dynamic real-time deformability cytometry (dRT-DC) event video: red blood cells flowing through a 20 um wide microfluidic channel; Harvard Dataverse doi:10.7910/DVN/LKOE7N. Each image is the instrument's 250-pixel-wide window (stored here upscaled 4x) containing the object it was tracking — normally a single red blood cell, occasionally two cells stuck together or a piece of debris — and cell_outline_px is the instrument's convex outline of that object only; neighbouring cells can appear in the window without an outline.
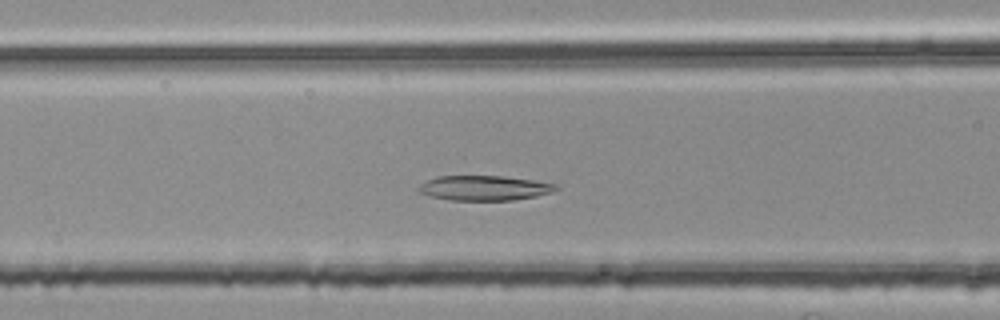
{"species": "common noctule bat (a hibernating species)", "species_latin": "Nyctalus noctula", "temperature_condition": "room temperature", "stored_images_in_passage": 44, "camera_frame_rate_fps": 3000, "um_per_image_px": 0.085, "animal": {"sex": "female", "body_mass_g": 25.1}, "frame": {"image": 1, "passage_image": 16, "time_ms": 5.0, "image_size_px": [1000, 320], "cell_outline_px": [[560, 188], [536, 196], [512, 200], [448, 200], [432, 196], [420, 192], [416, 188], [420, 184], [436, 176], [504, 176], [532, 180], [556, 184]], "centroid_in_image_um": [41.14, 15.97], "position_along_channel_um": 125.5, "area_um2": 19.71}}
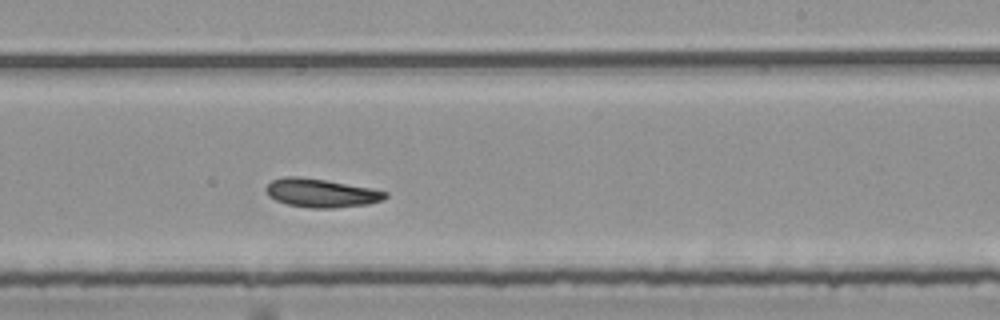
{"frame": {"image": 2, "passage_image": 27, "time_ms": 8.667, "image_size_px": [1000, 320], "cell_outline_px": [[388, 196], [384, 200], [368, 204], [336, 208], [312, 208], [288, 204], [276, 200], [268, 196], [264, 188], [272, 180], [284, 176], [296, 176], [324, 180], [372, 188], [388, 192]], "centroid_in_image_um": [27.31, 16.41], "position_along_channel_um": 261.7, "area_um2": 19.88}}
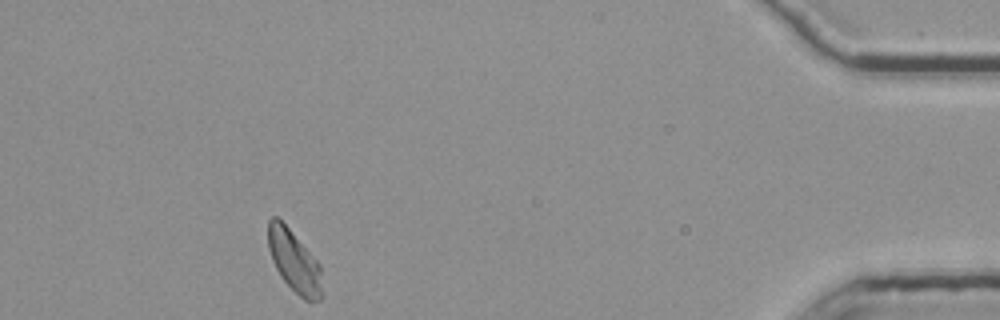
{"frame": {"image": 3, "passage_image": 44, "time_ms": 14.333, "image_size_px": [1000, 320], "cell_outline_px": [[320, 300], [304, 300], [280, 276], [272, 260], [268, 248], [268, 220], [272, 216], [276, 216], [288, 228], [320, 264]], "centroid_in_image_um": [24.96, 22.17], "position_along_channel_um": 410.2, "area_um2": 18.79}, "authors_computed_cell_mechanics": {"area_um2": 19.8254, "velocity_mm_per_s": 3.7243, "shape_relaxation_time_tau1_ms": null, "shape_relaxation_time_tau2_ms": 8.699, "deformation_change_tau1": null, "deformation_change_tau2": 0.1544}}